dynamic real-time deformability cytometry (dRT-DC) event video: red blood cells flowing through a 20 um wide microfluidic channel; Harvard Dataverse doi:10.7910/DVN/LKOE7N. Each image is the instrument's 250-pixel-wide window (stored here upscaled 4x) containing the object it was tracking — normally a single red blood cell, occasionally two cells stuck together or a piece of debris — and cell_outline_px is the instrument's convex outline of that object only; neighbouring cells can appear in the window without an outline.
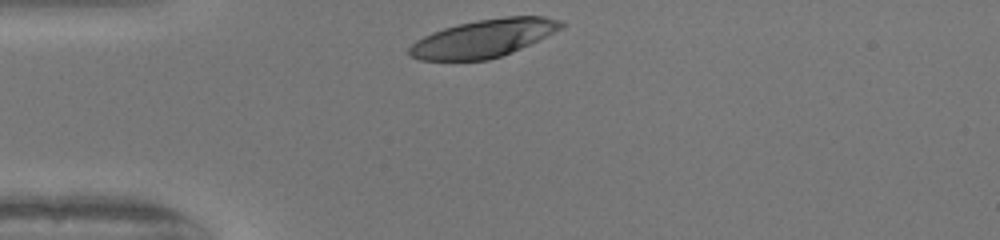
{"species": "human", "species_latin": "Homo sapiens", "temperature_condition": "warm", "stored_images_in_passage": 28, "camera_frame_rate_fps": 3000, "um_per_image_px": 0.085, "donor": {"sex": "female"}, "frame": {"image": 1, "passage_image": 1, "time_ms": 0.0, "image_size_px": [1000, 240], "cell_outline_px": [[564, 28], [512, 52], [488, 60], [420, 60], [408, 56], [408, 48], [416, 40], [432, 32], [444, 28], [460, 24], [480, 20], [504, 16], [544, 16], [564, 20]], "centroid_in_image_um": [41.12, 3.25], "position_along_channel_um": 43.9, "area_um2": 33.41}}
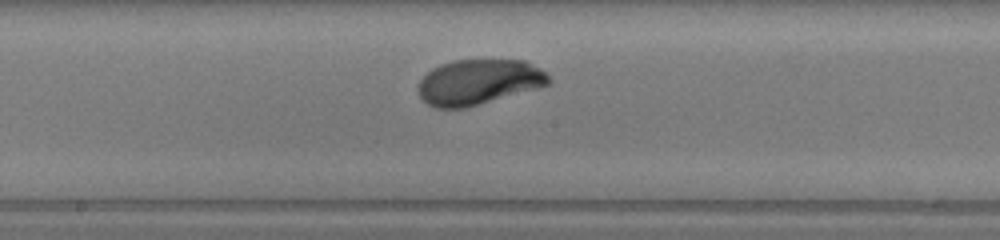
{"frame": {"image": 2, "passage_image": 15, "time_ms": 4.667, "image_size_px": [1000, 240], "cell_outline_px": [[552, 80], [548, 84], [540, 88], [464, 108], [436, 108], [428, 104], [420, 96], [416, 88], [420, 80], [432, 68], [440, 64], [452, 60], [524, 60], [540, 68]], "centroid_in_image_um": [40.68, 6.97], "position_along_channel_um": 207.5, "area_um2": 34.51}}
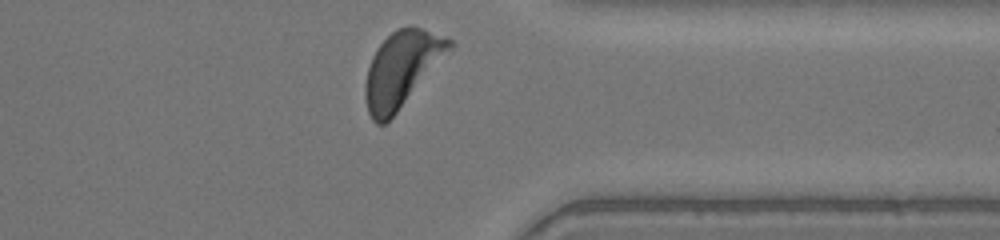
{"frame": {"image": 3, "passage_image": 28, "time_ms": 9.0, "image_size_px": [1000, 240], "cell_outline_px": [[452, 48], [396, 112], [384, 124], [376, 124], [372, 120], [368, 112], [364, 96], [364, 88], [368, 68], [372, 56], [376, 48], [396, 28], [408, 24], [412, 24], [452, 40]], "centroid_in_image_um": [34.1, 5.84], "position_along_channel_um": 377.3, "area_um2": 36.41}, "authors_computed_cell_mechanics": {"area_um2": 34.9112, "velocity_mm_per_s": 4.0369, "shape_relaxation_time_tau1_ms": 3.001, "shape_relaxation_time_tau2_ms": null, "deformation_change_tau1": 0.2039, "deformation_change_tau2": null}}